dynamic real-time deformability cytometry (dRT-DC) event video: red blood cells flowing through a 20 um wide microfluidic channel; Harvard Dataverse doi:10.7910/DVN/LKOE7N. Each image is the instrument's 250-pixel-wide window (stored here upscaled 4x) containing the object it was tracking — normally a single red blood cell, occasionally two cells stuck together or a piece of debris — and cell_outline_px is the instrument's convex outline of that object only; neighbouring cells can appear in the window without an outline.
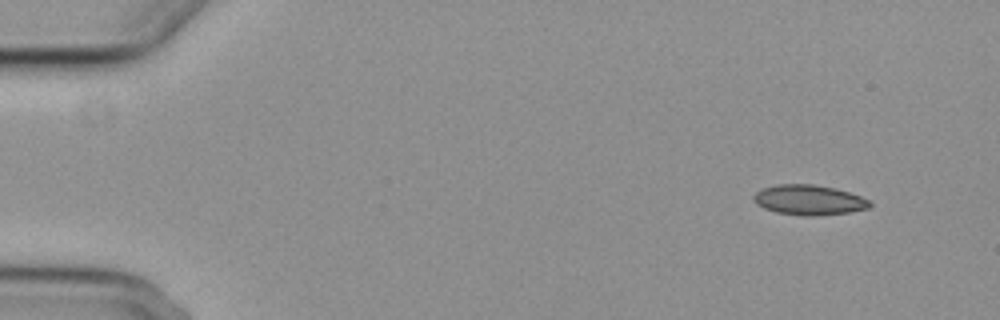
{"species": "common noctule bat (a hibernating species)", "species_latin": "Nyctalus noctula", "temperature_condition": "cold", "stored_images_in_passage": 6, "camera_frame_rate_fps": 3000, "um_per_image_px": 0.085, "animal": {"sex": "female", "body_mass_g": 29.2, "forearm_length_mm": 56.3}, "frame": {"image": 1, "passage_image": 1, "time_ms": 0.0, "image_size_px": [1000, 320], "cell_outline_px": [[872, 204], [868, 208], [848, 212], [820, 216], [800, 216], [776, 212], [764, 208], [756, 204], [752, 200], [752, 196], [756, 192], [764, 188], [780, 184], [812, 184], [832, 188], [848, 192], [872, 200]], "centroid_in_image_um": [68.75, 17.01], "position_along_channel_um": 16.2, "area_um2": 20.4}}
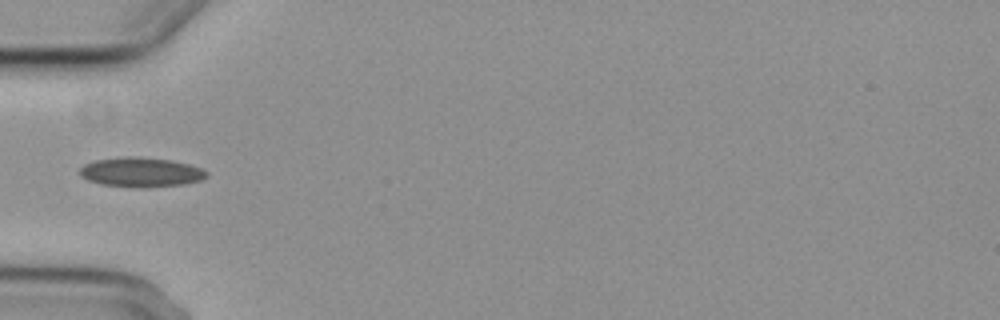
{"frame": {"image": 2, "passage_image": 5, "time_ms": 4.667, "image_size_px": [1000, 320], "cell_outline_px": [[208, 176], [200, 180], [184, 184], [140, 188], [136, 188], [100, 184], [88, 180], [80, 176], [80, 168], [84, 164], [96, 160], [128, 156], [132, 156], [172, 160], [188, 164], [200, 168], [208, 172]], "centroid_in_image_um": [11.97, 14.64], "position_along_channel_um": 73.0, "area_um2": 21.85}}
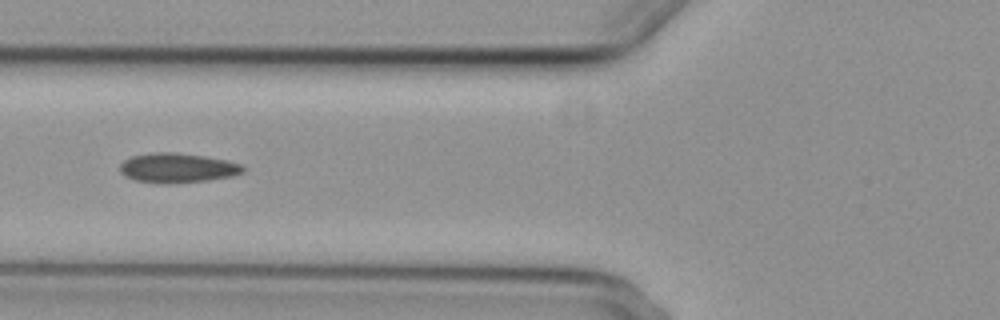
{"frame": {"image": 3, "passage_image": 6, "time_ms": 5.667, "image_size_px": [1000, 320], "cell_outline_px": [[244, 172], [232, 176], [208, 180], [168, 184], [156, 184], [136, 180], [124, 176], [120, 172], [120, 164], [124, 160], [132, 156], [152, 152], [176, 152], [204, 156], [228, 160], [244, 164]], "centroid_in_image_um": [15.09, 14.27], "position_along_channel_um": 110.7, "area_um2": 21.56}}